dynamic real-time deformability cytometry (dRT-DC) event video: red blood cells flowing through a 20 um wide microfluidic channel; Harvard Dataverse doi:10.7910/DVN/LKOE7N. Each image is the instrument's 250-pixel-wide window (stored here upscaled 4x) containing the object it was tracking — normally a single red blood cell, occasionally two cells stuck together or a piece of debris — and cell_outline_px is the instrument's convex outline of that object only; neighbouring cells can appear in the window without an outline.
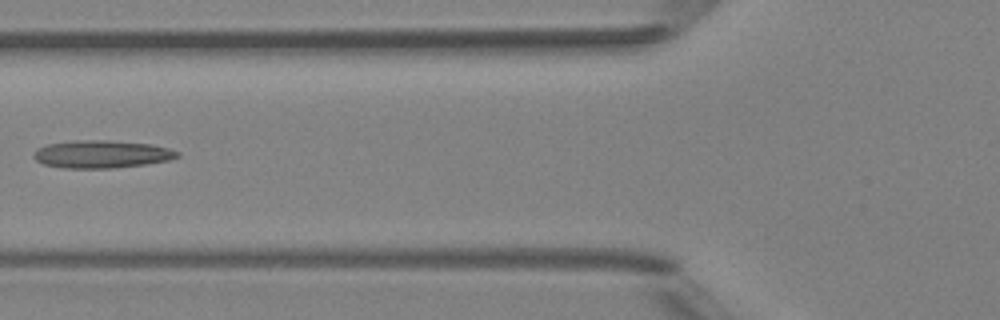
{"species": "Egyptian fruit bat (a non-hibernating species)", "species_latin": "Rousettus aegyptiacus", "temperature_condition": "room temperature", "stored_images_in_passage": 4, "camera_frame_rate_fps": 3000, "um_per_image_px": 0.085, "animal": {"sex": "female"}, "frame": {"image": 1, "passage_image": 4, "time_ms": 3.333, "image_size_px": [1000, 320], "cell_outline_px": [[180, 156], [168, 160], [144, 164], [112, 168], [64, 168], [44, 164], [36, 160], [32, 156], [36, 148], [48, 144], [72, 140], [108, 140], [152, 144], [168, 148], [180, 152]], "centroid_in_image_um": [8.62, 13.09], "position_along_channel_um": 117.2, "area_um2": 23.24}}